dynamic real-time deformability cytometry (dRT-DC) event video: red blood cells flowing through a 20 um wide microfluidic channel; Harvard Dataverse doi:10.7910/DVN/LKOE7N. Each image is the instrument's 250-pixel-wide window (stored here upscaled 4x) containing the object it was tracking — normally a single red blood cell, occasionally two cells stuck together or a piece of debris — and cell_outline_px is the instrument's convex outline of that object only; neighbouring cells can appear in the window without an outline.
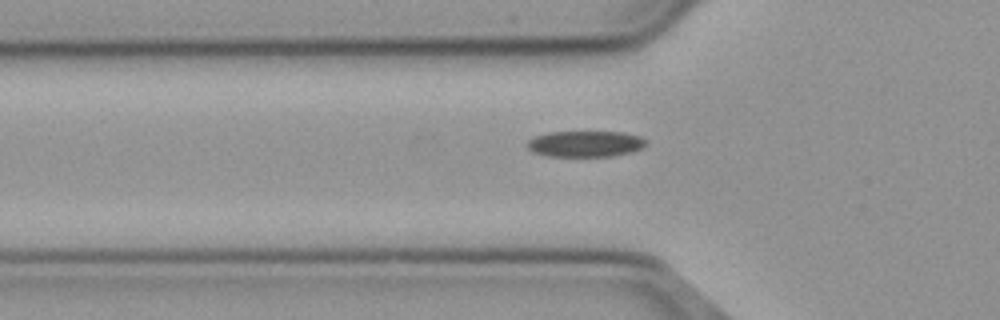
{"species": "common noctule bat (a hibernating species)", "species_latin": "Nyctalus noctula", "temperature_condition": "cold", "stored_images_in_passage": 36, "camera_frame_rate_fps": 3000, "um_per_image_px": 0.085, "animal": {"sex": "male", "body_mass_g": 23.1, "forearm_length_mm": 52.7}, "frame": {"image": 1, "passage_image": 2, "time_ms": 0.333, "image_size_px": [1000, 320], "cell_outline_px": [[648, 140], [640, 148], [632, 152], [612, 156], [548, 156], [532, 152], [528, 148], [528, 140], [536, 136], [548, 132], [624, 132], [640, 136]], "centroid_in_image_um": [49.76, 12.22], "position_along_channel_um": 76.0, "area_um2": 17.98}}
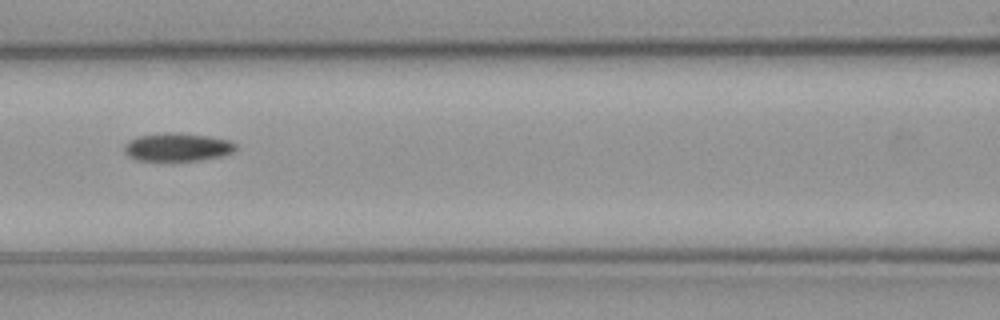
{"frame": {"image": 2, "passage_image": 8, "time_ms": 2.333, "image_size_px": [1000, 320], "cell_outline_px": [[236, 148], [232, 152], [220, 156], [200, 160], [136, 160], [128, 156], [124, 152], [124, 144], [140, 136], [176, 132], [208, 136], [228, 140], [236, 144]], "centroid_in_image_um": [15.08, 12.51], "position_along_channel_um": 151.5, "area_um2": 17.92}}
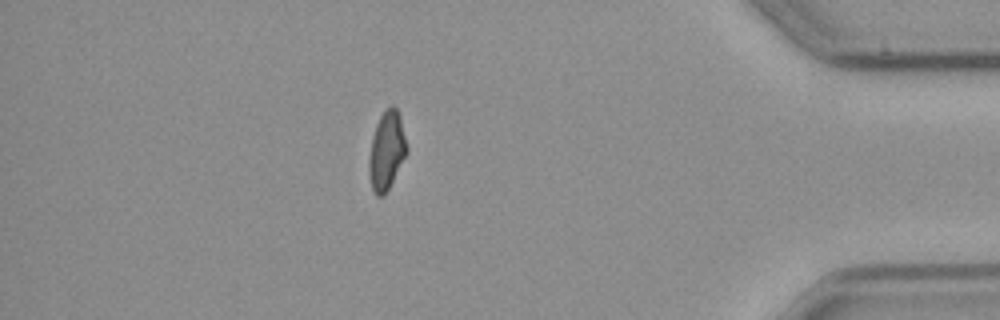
{"frame": {"image": 3, "passage_image": 32, "time_ms": 10.333, "image_size_px": [1000, 320], "cell_outline_px": [[408, 152], [384, 196], [376, 196], [372, 188], [368, 172], [368, 160], [372, 136], [376, 124], [380, 116], [392, 104], [396, 108], [400, 116], [408, 148]], "centroid_in_image_um": [32.86, 12.82], "position_along_channel_um": 402.3, "area_um2": 17.28}}